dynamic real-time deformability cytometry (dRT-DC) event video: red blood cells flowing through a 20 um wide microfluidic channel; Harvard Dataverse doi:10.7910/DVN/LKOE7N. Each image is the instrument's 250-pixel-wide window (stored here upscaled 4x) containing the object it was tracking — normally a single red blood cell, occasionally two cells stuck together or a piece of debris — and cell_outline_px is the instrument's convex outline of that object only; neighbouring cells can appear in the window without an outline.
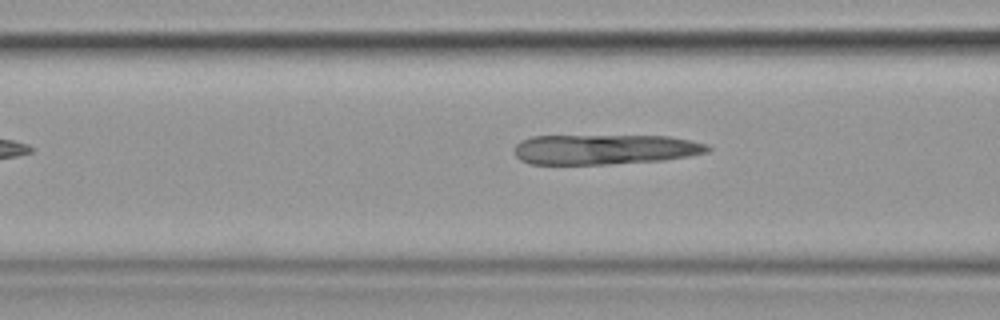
{"species": "common noctule bat (a hibernating species)", "species_latin": "Nyctalus noctula", "temperature_condition": "cold", "stored_images_in_passage": 29, "camera_frame_rate_fps": 3000, "um_per_image_px": 0.085, "animal": {"sex": "female", "body_mass_g": 19.9}, "frame": {"image": 1, "passage_image": 6, "time_ms": 1.667, "image_size_px": [1000, 320], "cell_outline_px": [[712, 148], [708, 152], [688, 156], [664, 160], [604, 164], [532, 164], [520, 160], [516, 156], [516, 144], [520, 140], [532, 136], [668, 136], [708, 144]], "centroid_in_image_um": [51.41, 12.69], "position_along_channel_um": 115.2, "area_um2": 33.76}}
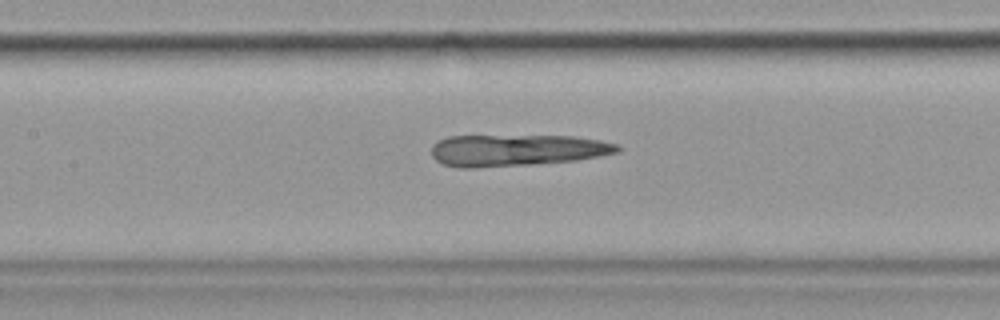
{"frame": {"image": 2, "passage_image": 10, "time_ms": 3.0, "image_size_px": [1000, 320], "cell_outline_px": [[620, 152], [576, 160], [532, 164], [476, 168], [460, 168], [444, 164], [436, 160], [432, 156], [432, 144], [448, 136], [572, 136], [600, 140], [620, 144]], "centroid_in_image_um": [43.93, 12.77], "position_along_channel_um": 163.5, "area_um2": 34.33}}
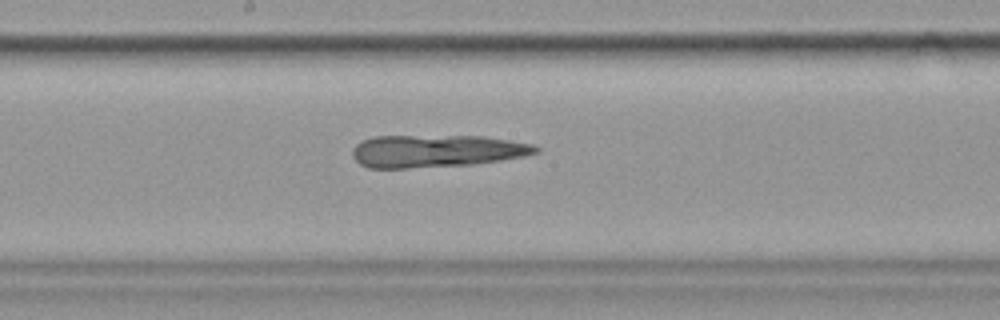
{"frame": {"image": 3, "passage_image": 14, "time_ms": 4.333, "image_size_px": [1000, 320], "cell_outline_px": [[540, 152], [524, 156], [500, 160], [472, 164], [408, 168], [368, 168], [360, 164], [352, 156], [352, 148], [360, 140], [372, 136], [484, 136], [532, 144], [540, 148]], "centroid_in_image_um": [37.05, 12.83], "position_along_channel_um": 211.1, "area_um2": 34.8}}